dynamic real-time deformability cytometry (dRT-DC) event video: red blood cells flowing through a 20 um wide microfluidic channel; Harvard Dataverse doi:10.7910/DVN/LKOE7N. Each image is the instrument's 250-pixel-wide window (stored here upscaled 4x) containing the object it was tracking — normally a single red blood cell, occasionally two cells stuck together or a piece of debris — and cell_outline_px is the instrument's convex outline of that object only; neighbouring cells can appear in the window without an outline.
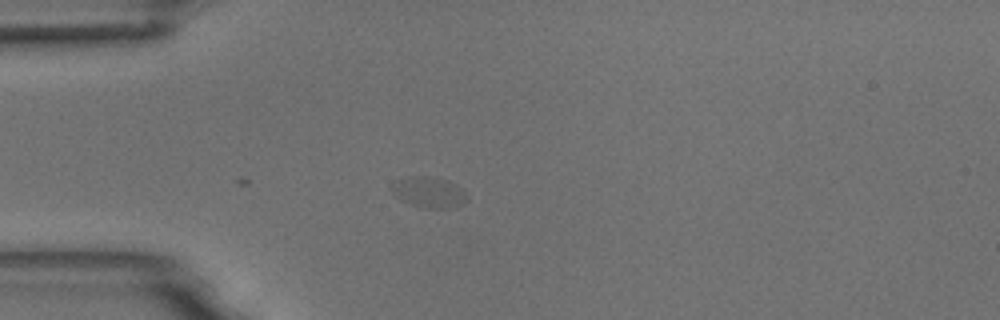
{"species": "common noctule bat (a hibernating species)", "species_latin": "Nyctalus noctula", "temperature_condition": "room temperature", "stored_images_in_passage": 9, "camera_frame_rate_fps": 3000, "um_per_image_px": 0.085, "animal": {"sex": "male", "body_mass_g": 18.8}, "frame": {"image": 1, "passage_image": 1, "time_ms": 0.0, "image_size_px": [1000, 320], "cell_outline_px": [[468, 200], [464, 204], [456, 208], [428, 208], [412, 204], [400, 200], [388, 188], [396, 180], [408, 176], [428, 176], [448, 180], [456, 184], [468, 196]], "centroid_in_image_um": [36.46, 16.34], "position_along_channel_um": 48.5, "area_um2": 13.76}}
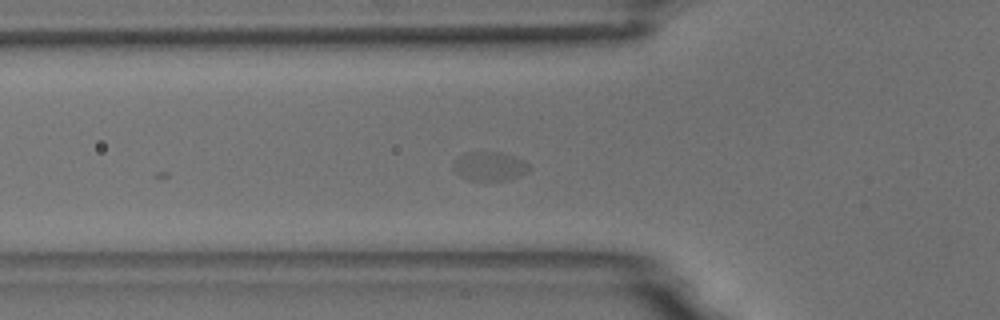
{"frame": {"image": 2, "passage_image": 5, "time_ms": 1.333, "image_size_px": [1000, 320], "cell_outline_px": [[532, 168], [528, 172], [520, 176], [508, 180], [464, 180], [452, 168], [456, 160], [472, 152], [496, 152], [512, 156], [524, 160]], "centroid_in_image_um": [41.67, 14.17], "position_along_channel_um": 84.1, "area_um2": 12.6}}